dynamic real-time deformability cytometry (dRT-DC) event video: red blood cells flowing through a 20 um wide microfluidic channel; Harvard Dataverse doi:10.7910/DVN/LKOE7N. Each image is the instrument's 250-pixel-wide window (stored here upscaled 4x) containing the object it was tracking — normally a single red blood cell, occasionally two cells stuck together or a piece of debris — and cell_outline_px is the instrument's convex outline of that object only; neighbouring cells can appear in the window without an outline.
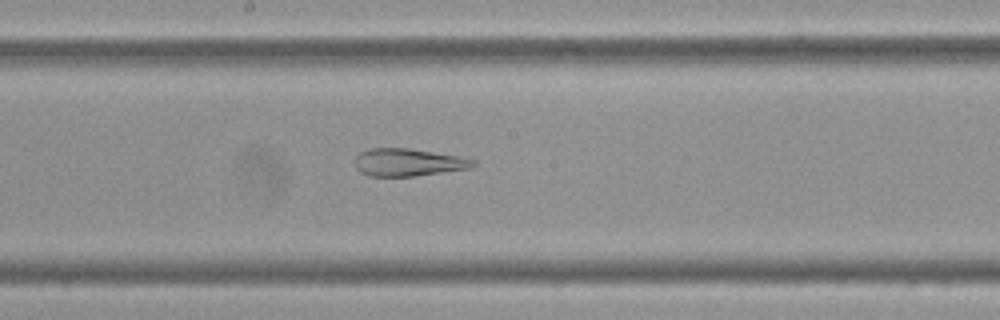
{"species": "Egyptian fruit bat (a non-hibernating species)", "species_latin": "Rousettus aegyptiacus", "temperature_condition": "cold", "stored_images_in_passage": 54, "camera_frame_rate_fps": 3000, "um_per_image_px": 0.085, "frame": {"image": 1, "passage_image": 27, "time_ms": 8.667, "image_size_px": [1000, 320], "cell_outline_px": [[476, 164], [472, 168], [412, 176], [368, 176], [360, 172], [356, 168], [356, 156], [360, 152], [372, 148], [408, 148], [456, 156], [476, 160]], "centroid_in_image_um": [34.68, 13.8], "position_along_channel_um": 213.5, "area_um2": 18.79}}
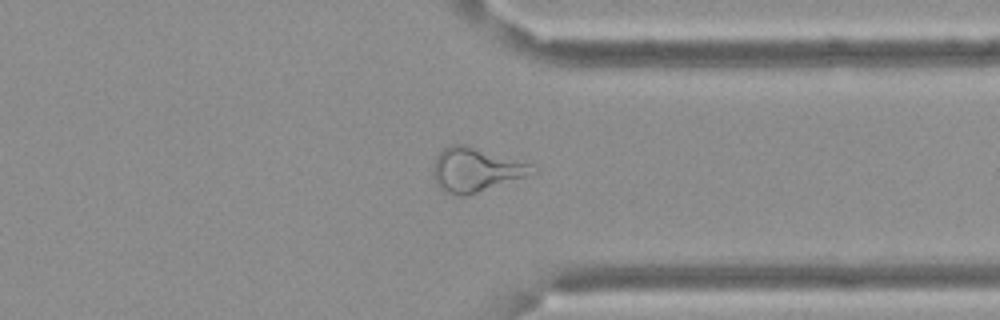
{"frame": {"image": 2, "passage_image": 41, "time_ms": 13.333, "image_size_px": [1000, 320], "cell_outline_px": [[540, 168], [536, 172], [528, 176], [468, 196], [456, 196], [444, 192], [436, 184], [432, 176], [432, 168], [436, 156], [444, 148], [452, 144], [464, 144], [532, 164]], "centroid_in_image_um": [40.44, 14.45], "position_along_channel_um": 371.0, "area_um2": 25.84}}
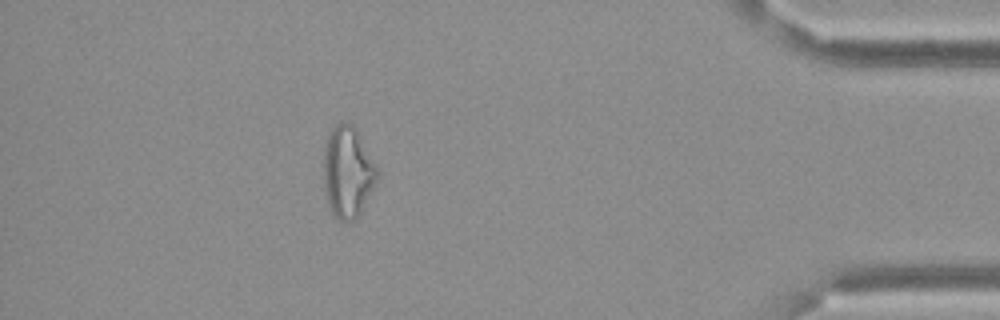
{"frame": {"image": 3, "passage_image": 48, "time_ms": 15.667, "image_size_px": [1000, 320], "cell_outline_px": [[380, 172], [360, 212], [352, 220], [340, 220], [332, 216], [328, 204], [324, 188], [324, 148], [328, 132], [336, 124], [344, 120], [352, 124], [356, 128], [376, 164]], "centroid_in_image_um": [29.54, 14.57], "position_along_channel_um": 405.7, "area_um2": 28.5}, "authors_computed_cell_mechanics": {"area_um2": 26.7614, "velocity_mm_per_s": 3.4013, "shape_relaxation_time_tau1_ms": null, "shape_relaxation_time_tau2_ms": 3.0214, "deformation_change_tau1": null, "deformation_change_tau2": 0.1079}}